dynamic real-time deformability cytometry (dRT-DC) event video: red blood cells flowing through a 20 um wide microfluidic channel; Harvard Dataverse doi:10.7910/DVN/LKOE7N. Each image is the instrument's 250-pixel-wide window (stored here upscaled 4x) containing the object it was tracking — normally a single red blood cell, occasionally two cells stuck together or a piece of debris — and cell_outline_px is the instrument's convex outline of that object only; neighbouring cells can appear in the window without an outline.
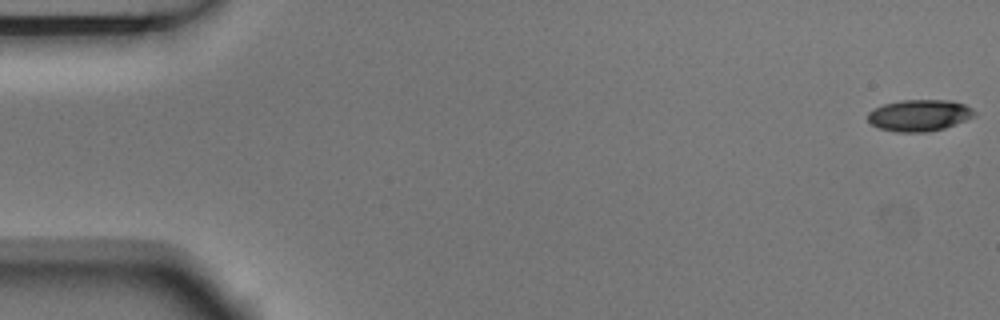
{"species": "Egyptian fruit bat (a non-hibernating species)", "species_latin": "Rousettus aegyptiacus", "temperature_condition": "room temperature", "stored_images_in_passage": 5, "camera_frame_rate_fps": 3000, "um_per_image_px": 0.085, "animal": {"sex": "male"}, "frame": {"image": 1, "passage_image": 1, "time_ms": 0.0, "image_size_px": [1000, 320], "cell_outline_px": [[976, 116], [956, 124], [944, 128], [928, 132], [896, 132], [880, 128], [872, 124], [868, 120], [868, 112], [872, 108], [884, 104], [900, 100], [952, 100], [964, 104], [972, 108], [976, 112]], "centroid_in_image_um": [78.16, 9.8], "position_along_channel_um": 6.8, "area_um2": 19.77}}
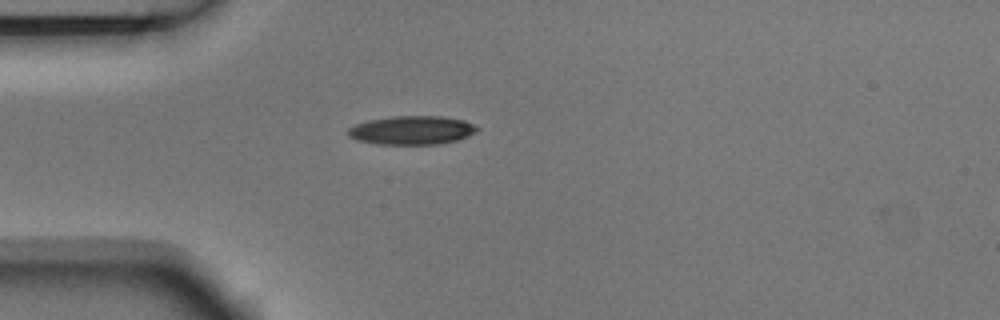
{"frame": {"image": 2, "passage_image": 5, "time_ms": 1.333, "image_size_px": [1000, 320], "cell_outline_px": [[480, 128], [476, 132], [468, 136], [456, 140], [440, 144], [376, 144], [356, 140], [348, 136], [348, 128], [356, 124], [368, 120], [392, 116], [444, 116], [464, 120]], "centroid_in_image_um": [35.0, 11.06], "position_along_channel_um": 50.0, "area_um2": 21.68}}